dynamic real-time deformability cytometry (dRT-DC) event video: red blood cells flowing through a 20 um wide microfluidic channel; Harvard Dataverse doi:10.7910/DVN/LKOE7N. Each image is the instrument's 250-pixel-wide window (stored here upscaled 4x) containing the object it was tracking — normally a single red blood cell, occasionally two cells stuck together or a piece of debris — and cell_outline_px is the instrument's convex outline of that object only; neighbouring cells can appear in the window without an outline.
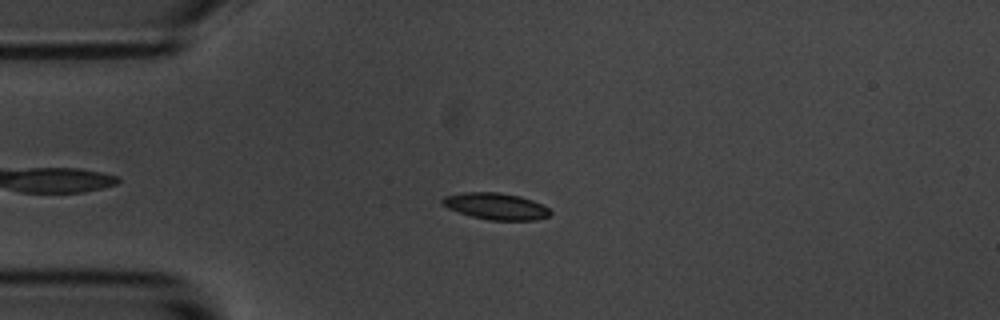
{"species": "common noctule bat (a hibernating species)", "species_latin": "Nyctalus noctula", "temperature_condition": "room temperature", "stored_images_in_passage": 43, "camera_frame_rate_fps": 3000, "um_per_image_px": 0.085, "animal": {"sex": "male", "body_mass_g": 20.1, "forearm_length_mm": 53.5}, "frame": {"image": 1, "passage_image": 10, "time_ms": 3.0, "image_size_px": [1000, 320], "cell_outline_px": [[552, 212], [548, 216], [536, 220], [488, 220], [472, 216], [448, 208], [440, 200], [444, 196], [464, 192], [496, 192], [520, 196], [532, 200], [548, 208]], "centroid_in_image_um": [42.15, 17.53], "position_along_channel_um": 42.8, "area_um2": 16.53}}
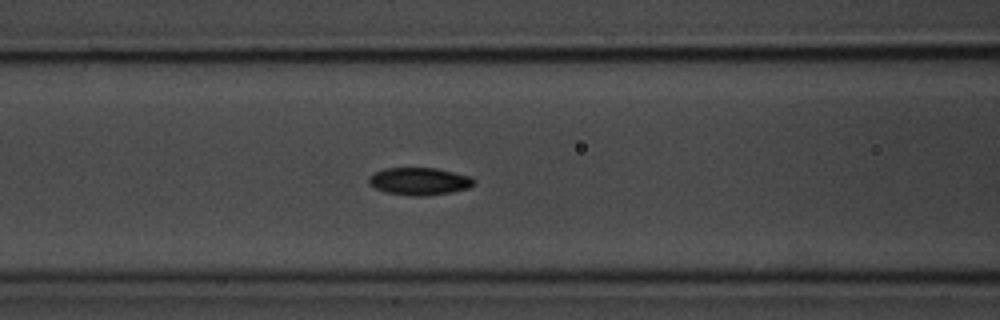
{"frame": {"image": 2, "passage_image": 19, "time_ms": 6.0, "image_size_px": [1000, 320], "cell_outline_px": [[476, 180], [468, 188], [452, 192], [428, 196], [412, 196], [384, 192], [368, 184], [368, 176], [384, 168], [436, 168], [472, 176]], "centroid_in_image_um": [35.64, 15.41], "position_along_channel_um": 131.0, "area_um2": 16.99}}
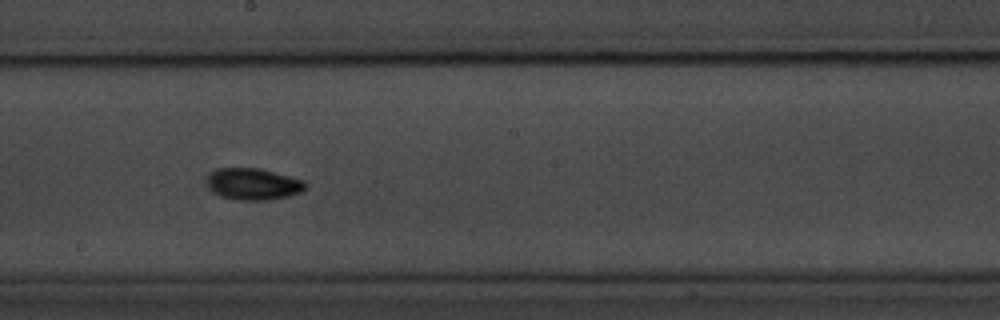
{"frame": {"image": 3, "passage_image": 27, "time_ms": 8.667, "image_size_px": [1000, 320], "cell_outline_px": [[308, 184], [300, 192], [288, 196], [268, 200], [232, 200], [220, 196], [208, 184], [208, 176], [212, 172], [220, 168], [260, 168], [304, 180]], "centroid_in_image_um": [21.56, 15.65], "position_along_channel_um": 226.6, "area_um2": 17.98}, "authors_computed_cell_mechanics": {"area_um2": 16.5886, "velocity_mm_per_s": 3.5926, "shape_relaxation_time_tau1_ms": 2.577, "shape_relaxation_time_tau2_ms": 2.4162, "deformation_change_tau1": 0.1045, "deformation_change_tau2": 0.0559}}